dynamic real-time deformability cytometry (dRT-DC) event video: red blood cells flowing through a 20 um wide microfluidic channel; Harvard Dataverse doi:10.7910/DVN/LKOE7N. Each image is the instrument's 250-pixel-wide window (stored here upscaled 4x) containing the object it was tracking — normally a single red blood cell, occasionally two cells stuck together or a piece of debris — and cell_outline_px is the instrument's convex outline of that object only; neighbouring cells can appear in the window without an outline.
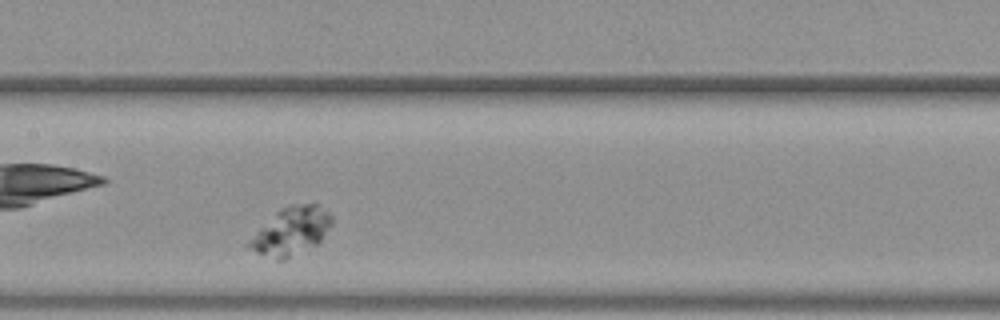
{"species": "common noctule bat (a hibernating species)", "species_latin": "Nyctalus noctula", "temperature_condition": "warm", "stored_images_in_passage": 35, "camera_frame_rate_fps": 3000, "um_per_image_px": 0.085, "animal": {"sex": "female", "body_mass_g": 19.3, "forearm_length_mm": 54.1}, "frame": {"image": 1, "passage_image": 14, "time_ms": 4.333, "image_size_px": [1000, 320], "cell_outline_px": [[332, 224], [320, 240], [316, 244], [284, 260], [276, 260], [256, 252], [248, 248], [244, 244], [280, 208], [292, 204], [316, 204], [332, 212]], "centroid_in_image_um": [24.74, 19.64], "position_along_channel_um": 182.7, "area_um2": 22.89}}
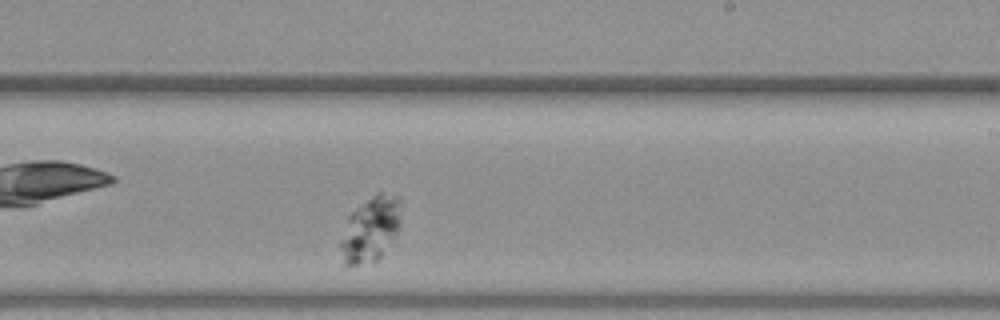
{"frame": {"image": 2, "passage_image": 20, "time_ms": 6.333, "image_size_px": [1000, 320], "cell_outline_px": [[404, 204], [400, 224], [392, 240], [380, 256], [376, 260], [344, 268], [340, 248], [340, 240], [348, 216], [356, 208], [376, 192], [380, 192], [400, 196], [404, 200]], "centroid_in_image_um": [31.52, 19.44], "position_along_channel_um": 257.5, "area_um2": 23.41}}
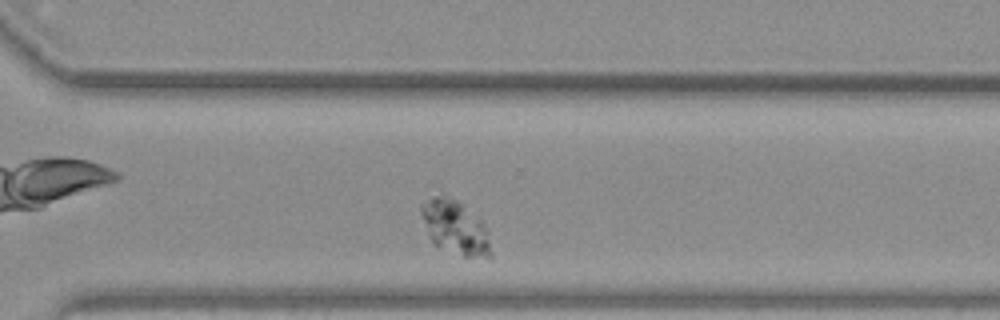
{"frame": {"image": 3, "passage_image": 26, "time_ms": 8.333, "image_size_px": [1000, 320], "cell_outline_px": [[492, 260], [464, 256], [432, 244], [428, 236], [420, 212], [420, 204], [432, 196], [444, 192], [464, 204], [484, 224], [488, 232], [492, 252]], "centroid_in_image_um": [38.69, 19.31], "position_along_channel_um": 331.9, "area_um2": 22.6}}